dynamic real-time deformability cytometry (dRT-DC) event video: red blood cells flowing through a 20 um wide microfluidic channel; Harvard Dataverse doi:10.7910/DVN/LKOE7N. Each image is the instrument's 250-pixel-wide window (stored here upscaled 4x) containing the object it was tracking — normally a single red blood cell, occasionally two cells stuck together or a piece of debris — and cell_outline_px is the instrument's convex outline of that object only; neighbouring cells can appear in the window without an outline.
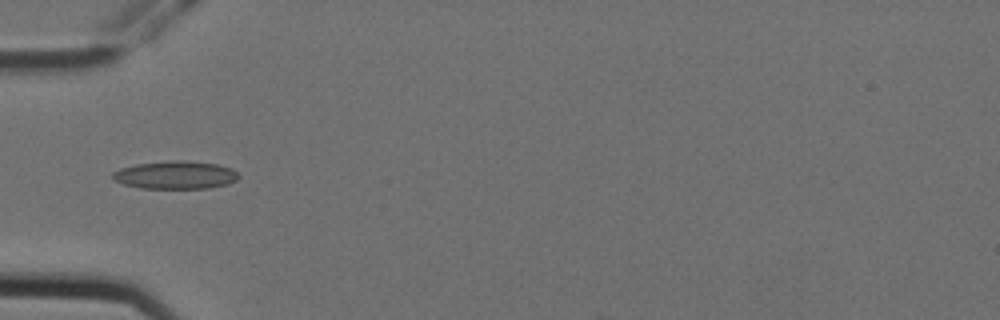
{"species": "Egyptian fruit bat (a non-hibernating species)", "species_latin": "Rousettus aegyptiacus", "temperature_condition": "cold", "stored_images_in_passage": 2, "camera_frame_rate_fps": 3000, "um_per_image_px": 0.085, "animal": {"sex": "female"}, "frame": {"image": 1, "passage_image": 1, "time_ms": 0.0, "image_size_px": [1000, 320], "cell_outline_px": [[240, 176], [236, 180], [228, 184], [208, 188], [140, 188], [124, 184], [116, 180], [112, 176], [112, 172], [120, 168], [136, 164], [172, 160], [184, 160], [216, 164], [232, 168]], "centroid_in_image_um": [14.93, 14.87], "position_along_channel_um": 70.1, "area_um2": 20.46}}